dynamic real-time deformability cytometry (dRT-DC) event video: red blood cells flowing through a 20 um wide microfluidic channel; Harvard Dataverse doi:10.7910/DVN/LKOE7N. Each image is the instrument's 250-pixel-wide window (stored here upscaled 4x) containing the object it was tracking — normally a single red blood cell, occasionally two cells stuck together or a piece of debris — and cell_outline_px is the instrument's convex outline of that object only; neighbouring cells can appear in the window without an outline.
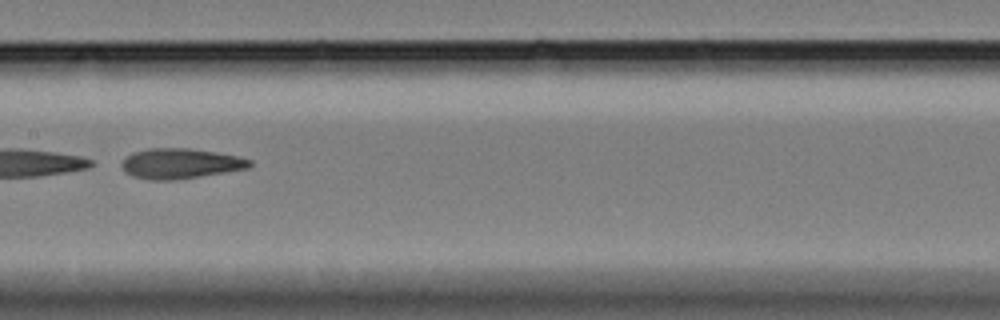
{"species": "Egyptian fruit bat (a non-hibernating species)", "species_latin": "Rousettus aegyptiacus", "temperature_condition": "cold", "stored_images_in_passage": 21, "camera_frame_rate_fps": 3000, "um_per_image_px": 0.085, "animal": {"sex": "female"}, "frame": {"image": 1, "passage_image": 15, "time_ms": 4.667, "image_size_px": [1000, 320], "cell_outline_px": [[252, 164], [248, 168], [224, 172], [172, 180], [148, 180], [132, 176], [124, 172], [120, 164], [132, 152], [148, 148], [188, 148], [216, 152], [236, 156], [252, 160]], "centroid_in_image_um": [15.28, 13.9], "position_along_channel_um": 192.1, "area_um2": 22.43}}